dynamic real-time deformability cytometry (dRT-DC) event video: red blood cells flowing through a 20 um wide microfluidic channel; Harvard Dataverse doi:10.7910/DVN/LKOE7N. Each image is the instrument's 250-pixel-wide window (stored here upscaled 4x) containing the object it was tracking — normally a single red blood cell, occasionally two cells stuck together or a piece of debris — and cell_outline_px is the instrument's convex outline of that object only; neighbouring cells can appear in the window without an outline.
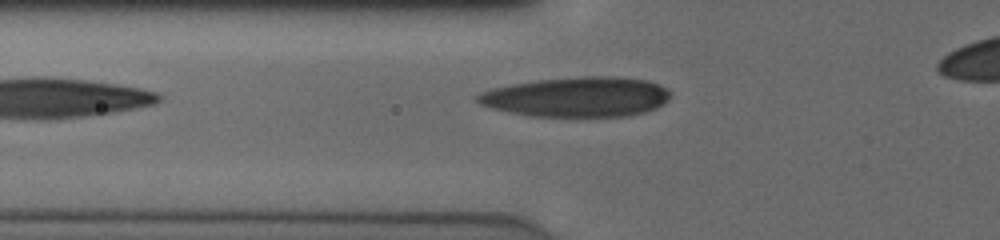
{"species": "human", "species_latin": "Homo sapiens", "temperature_condition": "cold", "stored_images_in_passage": 32, "camera_frame_rate_fps": 3000, "um_per_image_px": 0.085, "donor": {"sex": "male"}, "frame": {"image": 1, "passage_image": 2, "time_ms": 0.333, "image_size_px": [1000, 240], "cell_outline_px": [[672, 92], [668, 100], [656, 108], [644, 112], [624, 116], [528, 116], [492, 108], [480, 104], [472, 96], [480, 92], [492, 88], [512, 84], [536, 80], [584, 76], [616, 76], [648, 80], [660, 84]], "centroid_in_image_um": [49.04, 8.23], "position_along_channel_um": 76.8, "area_um2": 45.08}}
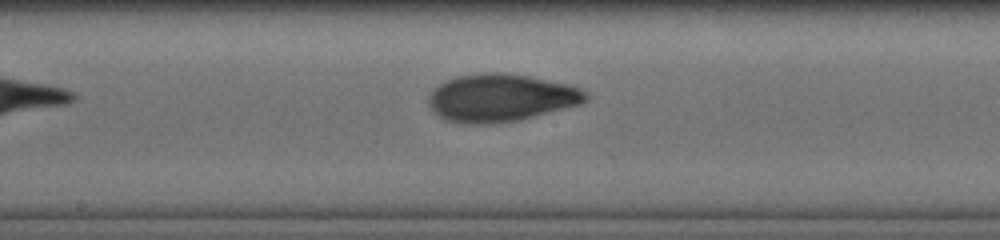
{"frame": {"image": 2, "passage_image": 12, "time_ms": 3.667, "image_size_px": [1000, 240], "cell_outline_px": [[588, 100], [580, 104], [516, 120], [496, 124], [468, 124], [448, 120], [432, 112], [428, 104], [428, 96], [440, 84], [456, 76], [484, 72], [500, 72], [528, 76], [564, 84], [576, 88], [584, 92], [588, 96]], "centroid_in_image_um": [42.5, 8.32], "position_along_channel_um": 205.7, "area_um2": 43.06}}
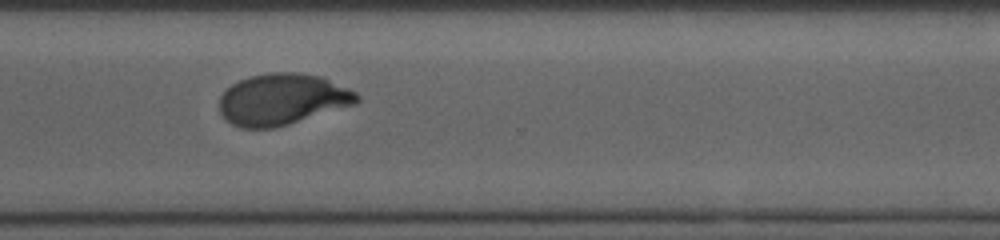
{"frame": {"image": 3, "passage_image": 23, "time_ms": 7.333, "image_size_px": [1000, 240], "cell_outline_px": [[360, 100], [356, 104], [288, 124], [272, 128], [240, 128], [232, 124], [220, 112], [220, 96], [232, 84], [248, 76], [268, 72], [296, 72], [320, 76], [356, 92], [360, 96]], "centroid_in_image_um": [23.99, 8.43], "position_along_channel_um": 346.6, "area_um2": 40.92}}